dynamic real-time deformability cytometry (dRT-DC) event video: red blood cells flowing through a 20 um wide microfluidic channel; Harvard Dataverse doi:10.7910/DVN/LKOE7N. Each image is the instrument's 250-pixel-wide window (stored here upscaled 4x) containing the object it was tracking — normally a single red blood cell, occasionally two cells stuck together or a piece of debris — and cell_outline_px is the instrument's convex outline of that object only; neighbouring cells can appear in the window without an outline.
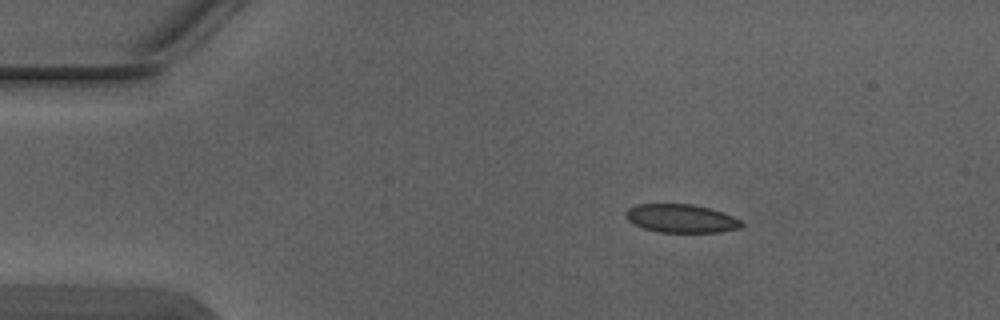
{"species": "Egyptian fruit bat (a non-hibernating species)", "species_latin": "Rousettus aegyptiacus", "temperature_condition": "warm", "stored_images_in_passage": 2, "camera_frame_rate_fps": 3000, "um_per_image_px": 0.085, "animal": {"sex": "male"}, "frame": {"image": 1, "passage_image": 1, "time_ms": 0.0, "image_size_px": [1000, 320], "cell_outline_px": [[744, 224], [740, 228], [720, 232], [660, 232], [644, 228], [632, 224], [624, 216], [624, 212], [628, 208], [636, 204], [692, 204], [708, 208], [732, 216], [740, 220]], "centroid_in_image_um": [57.85, 18.57], "position_along_channel_um": 27.2, "area_um2": 19.13}}